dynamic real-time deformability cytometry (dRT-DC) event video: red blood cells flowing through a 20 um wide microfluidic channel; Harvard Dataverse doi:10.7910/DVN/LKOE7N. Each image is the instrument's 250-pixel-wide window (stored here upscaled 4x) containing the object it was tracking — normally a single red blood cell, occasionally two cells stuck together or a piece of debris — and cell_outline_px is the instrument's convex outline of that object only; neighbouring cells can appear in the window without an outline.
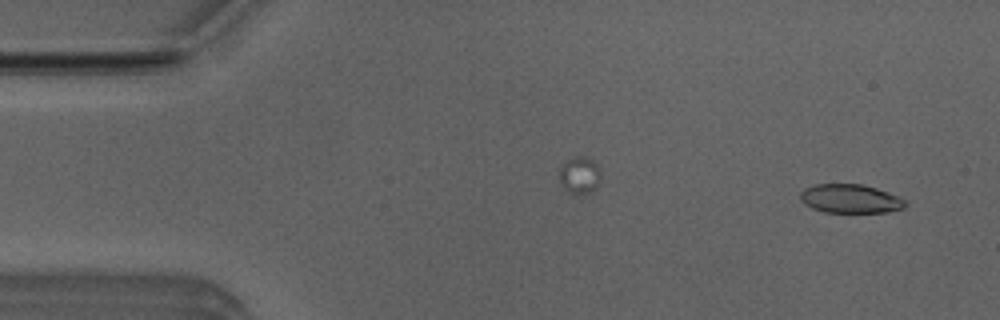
{"species": "Egyptian fruit bat (a non-hibernating species)", "species_latin": "Rousettus aegyptiacus", "temperature_condition": "room temperature", "stored_images_in_passage": 5, "camera_frame_rate_fps": 3000, "um_per_image_px": 0.085, "animal": {"sex": "male"}, "frame": {"image": 1, "passage_image": 1, "time_ms": 0.0, "image_size_px": [1000, 320], "cell_outline_px": [[908, 204], [904, 208], [888, 212], [824, 212], [812, 208], [804, 204], [800, 200], [800, 192], [804, 188], [816, 184], [860, 184], [876, 188], [888, 192], [904, 200]], "centroid_in_image_um": [72.25, 16.89], "position_along_channel_um": 12.7, "area_um2": 17.63}}